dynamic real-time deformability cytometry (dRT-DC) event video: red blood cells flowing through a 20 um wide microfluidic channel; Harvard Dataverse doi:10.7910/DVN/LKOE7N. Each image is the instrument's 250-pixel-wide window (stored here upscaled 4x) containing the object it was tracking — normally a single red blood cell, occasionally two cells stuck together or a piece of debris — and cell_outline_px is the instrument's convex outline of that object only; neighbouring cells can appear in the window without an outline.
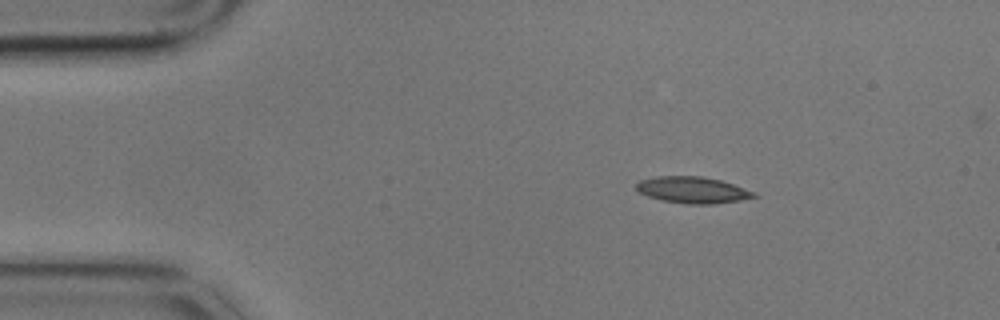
{"species": "common noctule bat (a hibernating species)", "species_latin": "Nyctalus noctula", "temperature_condition": "cold", "stored_images_in_passage": 3, "camera_frame_rate_fps": 3000, "um_per_image_px": 0.085, "animal": {"sex": "male", "body_mass_g": 17.9}, "frame": {"image": 1, "passage_image": 1, "time_ms": 0.0, "image_size_px": [1000, 320], "cell_outline_px": [[760, 196], [740, 200], [712, 204], [688, 204], [664, 200], [648, 196], [640, 192], [636, 188], [636, 184], [640, 180], [656, 176], [700, 176], [720, 180], [756, 192]], "centroid_in_image_um": [58.9, 16.14], "position_along_channel_um": 26.1, "area_um2": 17.98}}